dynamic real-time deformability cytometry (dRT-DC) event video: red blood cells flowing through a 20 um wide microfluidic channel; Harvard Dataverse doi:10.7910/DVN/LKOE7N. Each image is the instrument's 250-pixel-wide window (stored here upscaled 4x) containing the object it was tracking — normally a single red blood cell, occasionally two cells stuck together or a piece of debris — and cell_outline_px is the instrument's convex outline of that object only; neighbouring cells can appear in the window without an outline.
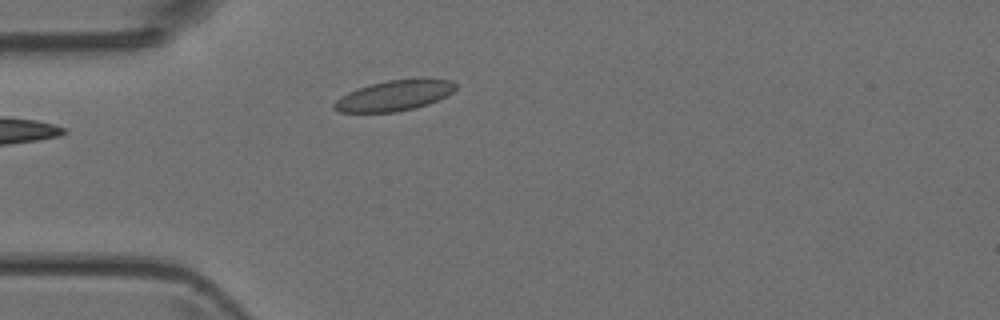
{"species": "Egyptian fruit bat (a non-hibernating species)", "species_latin": "Rousettus aegyptiacus", "temperature_condition": "room temperature", "stored_images_in_passage": 1, "camera_frame_rate_fps": 3000, "um_per_image_px": 0.085, "animal": {"sex": "female"}, "frame": {"image": 1, "passage_image": 1, "time_ms": 0.0, "image_size_px": [1000, 320], "cell_outline_px": [[456, 88], [452, 92], [428, 104], [396, 112], [336, 112], [332, 108], [332, 104], [340, 96], [348, 92], [372, 84], [388, 80], [420, 76], [428, 76], [452, 80], [456, 84]], "centroid_in_image_um": [33.55, 8.08], "position_along_channel_um": 51.5, "area_um2": 22.02}}